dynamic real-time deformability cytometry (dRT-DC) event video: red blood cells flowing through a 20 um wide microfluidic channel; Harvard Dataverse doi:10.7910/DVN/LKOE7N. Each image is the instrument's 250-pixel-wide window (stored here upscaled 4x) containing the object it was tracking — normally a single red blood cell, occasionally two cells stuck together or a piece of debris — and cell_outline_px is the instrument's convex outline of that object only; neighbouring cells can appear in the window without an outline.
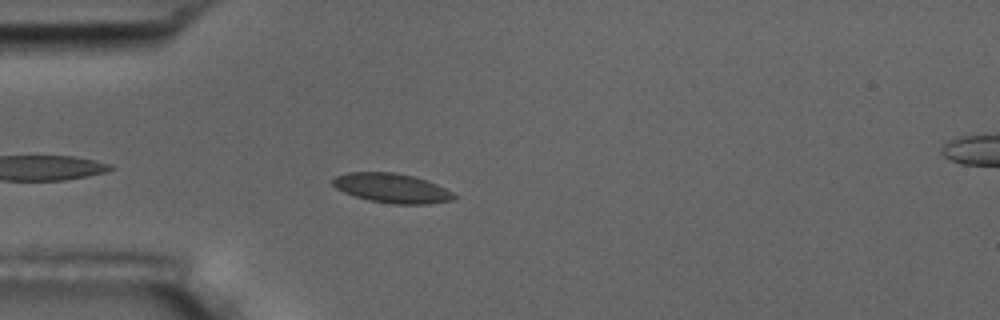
{"species": "common noctule bat (a hibernating species)", "species_latin": "Nyctalus noctula", "temperature_condition": "room temperature", "stored_images_in_passage": 2, "camera_frame_rate_fps": 3000, "um_per_image_px": 0.085, "animal": {"sex": "male", "body_mass_g": 17.5, "forearm_length_mm": 52.3}, "frame": {"image": 1, "passage_image": 1, "time_ms": 0.0, "image_size_px": [1000, 320], "cell_outline_px": [[456, 200], [428, 204], [392, 204], [368, 200], [344, 192], [336, 188], [332, 184], [332, 180], [336, 176], [348, 172], [392, 172], [412, 176], [436, 184], [452, 192], [456, 196]], "centroid_in_image_um": [33.31, 16.0], "position_along_channel_um": 51.7, "area_um2": 20.69}}